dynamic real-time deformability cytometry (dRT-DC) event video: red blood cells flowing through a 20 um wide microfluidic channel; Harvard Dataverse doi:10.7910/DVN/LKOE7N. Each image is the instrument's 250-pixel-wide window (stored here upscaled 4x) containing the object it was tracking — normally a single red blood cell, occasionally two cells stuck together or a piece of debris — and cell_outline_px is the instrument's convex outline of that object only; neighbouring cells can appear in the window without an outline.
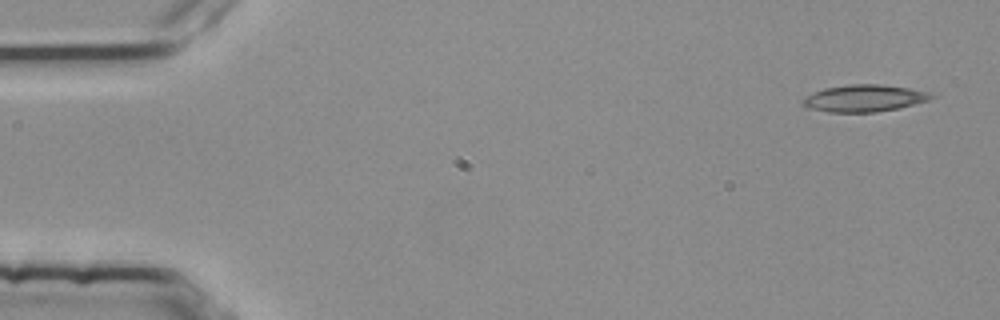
{"species": "common noctule bat (a hibernating species)", "species_latin": "Nyctalus noctula", "temperature_condition": "room temperature", "stored_images_in_passage": 52, "camera_frame_rate_fps": 3000, "um_per_image_px": 0.085, "animal": {"sex": "female", "body_mass_g": 25.1}, "frame": {"image": 1, "passage_image": 1, "time_ms": 0.0, "image_size_px": [1000, 320], "cell_outline_px": [[936, 96], [928, 100], [900, 108], [876, 112], [828, 112], [808, 108], [800, 100], [804, 96], [824, 88], [848, 84], [880, 84], [908, 88], [928, 92]], "centroid_in_image_um": [73.43, 8.35], "position_along_channel_um": 11.6, "area_um2": 20.23}}
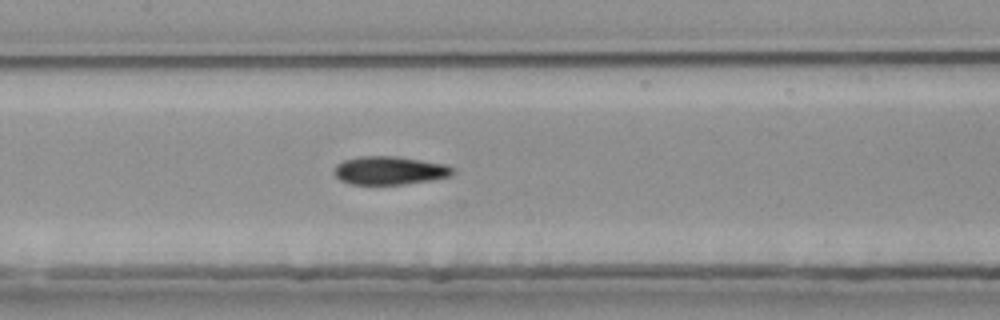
{"frame": {"image": 2, "passage_image": 23, "time_ms": 7.333, "image_size_px": [1000, 320], "cell_outline_px": [[456, 172], [448, 176], [432, 180], [404, 184], [352, 184], [340, 180], [332, 172], [336, 164], [344, 160], [356, 156], [396, 156], [448, 164]], "centroid_in_image_um": [33.1, 14.48], "position_along_channel_um": 174.3, "area_um2": 19.71}}
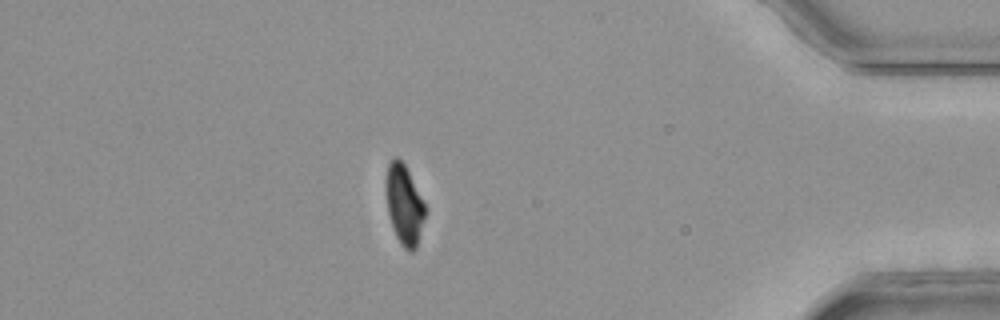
{"frame": {"image": 3, "passage_image": 45, "time_ms": 14.667, "image_size_px": [1000, 320], "cell_outline_px": [[428, 212], [416, 248], [412, 252], [408, 252], [400, 244], [396, 236], [388, 212], [388, 164], [396, 156], [404, 164]], "centroid_in_image_um": [34.42, 17.51], "position_along_channel_um": 400.8, "area_um2": 17.57}, "authors_computed_cell_mechanics": {"area_um2": 19.9699, "velocity_mm_per_s": 3.6997, "shape_relaxation_time_tau1_ms": 8.8817, "shape_relaxation_time_tau2_ms": 2.4513, "deformation_change_tau1": 0.2443, "deformation_change_tau2": 0.0827}}